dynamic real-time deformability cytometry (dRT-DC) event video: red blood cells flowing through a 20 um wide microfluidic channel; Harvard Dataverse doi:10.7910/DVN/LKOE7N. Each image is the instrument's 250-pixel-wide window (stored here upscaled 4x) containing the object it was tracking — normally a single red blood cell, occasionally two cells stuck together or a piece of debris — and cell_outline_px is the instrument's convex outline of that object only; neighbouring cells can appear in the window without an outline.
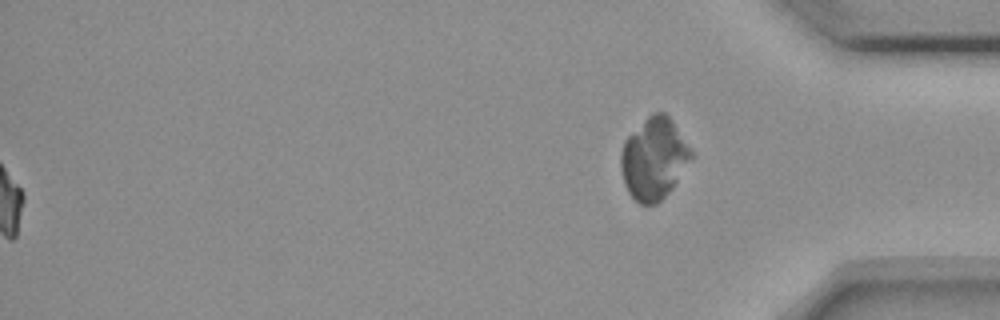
{"species": "common noctule bat (a hibernating species)", "species_latin": "Nyctalus noctula", "temperature_condition": "room temperature", "stored_images_in_passage": 56, "segment_of_instrument_passage": [2, 2], "camera_frame_rate_fps": 3000, "um_per_image_px": 0.085, "animal": {"sex": "female", "body_mass_g": 18.4}, "frame": {"image": 1, "passage_image": 56, "time_ms": 18.333, "image_size_px": [1000, 320], "cell_outline_px": [[692, 156], [672, 188], [656, 204], [640, 204], [628, 192], [624, 184], [620, 168], [620, 152], [624, 140], [652, 112], [664, 112], [672, 120], [692, 148]], "centroid_in_image_um": [55.56, 13.46], "position_along_channel_um": 379.6, "area_um2": 33.29}}